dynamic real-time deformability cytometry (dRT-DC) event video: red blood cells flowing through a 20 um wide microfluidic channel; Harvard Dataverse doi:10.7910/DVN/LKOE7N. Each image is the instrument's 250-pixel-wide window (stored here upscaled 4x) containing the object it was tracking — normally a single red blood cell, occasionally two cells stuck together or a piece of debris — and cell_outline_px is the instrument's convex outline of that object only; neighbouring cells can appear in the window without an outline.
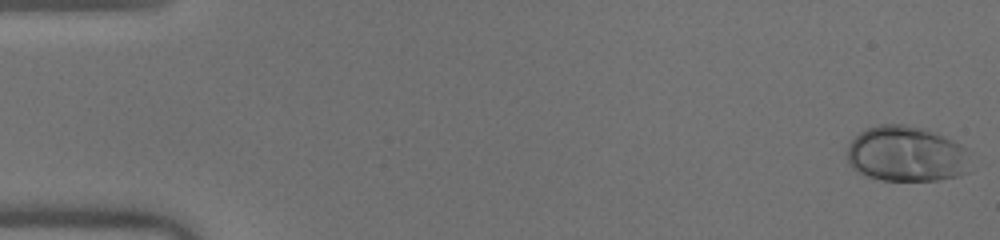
{"species": "human", "species_latin": "Homo sapiens", "temperature_condition": "warm", "stored_images_in_passage": 51, "camera_frame_rate_fps": 3000, "um_per_image_px": 0.085, "donor": {"sex": "male"}, "frame": {"image": 1, "passage_image": 1, "time_ms": 0.0, "image_size_px": [1000, 240], "cell_outline_px": [[976, 168], [960, 176], [936, 180], [880, 180], [864, 176], [856, 172], [848, 164], [848, 144], [860, 132], [868, 128], [880, 124], [904, 124], [924, 128], [952, 140], [960, 144], [964, 148]], "centroid_in_image_um": [77.08, 13.11], "position_along_channel_um": 7.9, "area_um2": 40.58}}
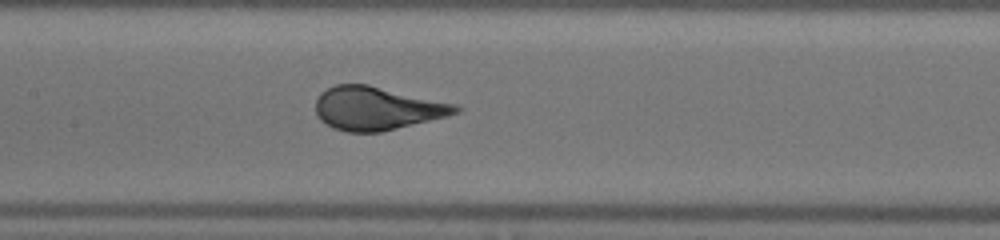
{"frame": {"image": 2, "passage_image": 25, "time_ms": 8.0, "image_size_px": [1000, 240], "cell_outline_px": [[460, 112], [448, 116], [380, 132], [348, 132], [332, 128], [320, 120], [316, 112], [316, 100], [320, 92], [336, 84], [368, 84], [456, 104], [460, 108]], "centroid_in_image_um": [32.02, 9.21], "position_along_channel_um": 175.4, "area_um2": 35.26}}
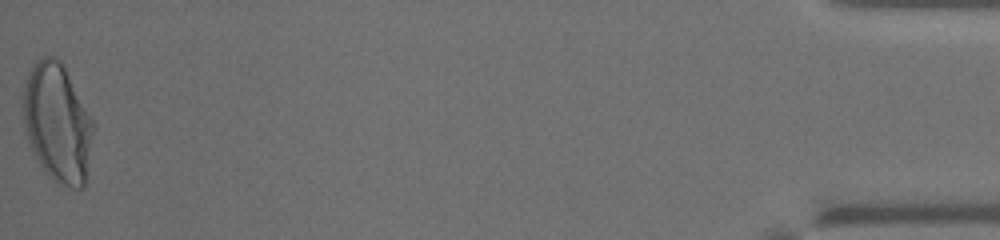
{"frame": {"image": 3, "passage_image": 51, "time_ms": 16.667, "image_size_px": [1000, 240], "cell_outline_px": [[96, 128], [84, 188], [60, 188], [44, 172], [24, 132], [24, 88], [28, 72], [32, 64], [40, 56], [52, 56], [60, 60], [64, 64], [96, 124]], "centroid_in_image_um": [4.93, 10.46], "position_along_channel_um": 430.3, "area_um2": 49.59}, "authors_computed_cell_mechanics": {"area_um2": 36.2406, "velocity_mm_per_s": 4.0527, "shape_relaxation_time_tau1_ms": 3.9548, "shape_relaxation_time_tau2_ms": null, "deformation_change_tau1": 0.2221, "deformation_change_tau2": null}}